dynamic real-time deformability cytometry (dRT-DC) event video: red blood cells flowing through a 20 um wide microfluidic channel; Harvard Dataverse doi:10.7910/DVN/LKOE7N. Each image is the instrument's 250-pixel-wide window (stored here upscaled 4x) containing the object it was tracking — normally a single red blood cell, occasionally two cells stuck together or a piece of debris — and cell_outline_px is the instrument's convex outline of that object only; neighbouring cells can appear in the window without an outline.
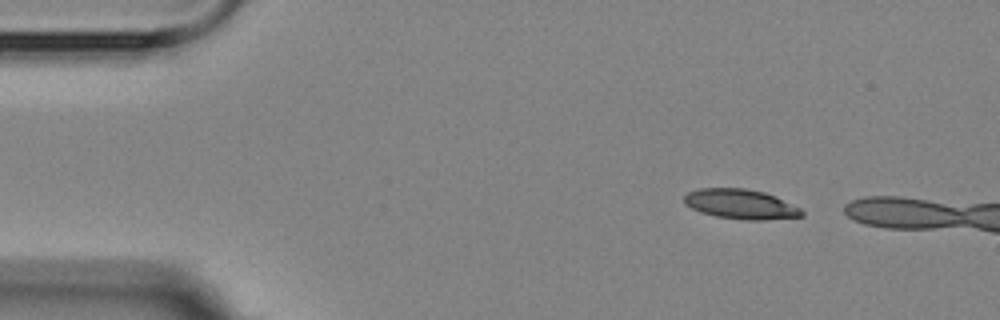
{"species": "Egyptian fruit bat (a non-hibernating species)", "species_latin": "Rousettus aegyptiacus", "temperature_condition": "room temperature", "stored_images_in_passage": 5, "camera_frame_rate_fps": 3000, "um_per_image_px": 0.085, "animal": {"sex": "female"}, "frame": {"image": 1, "passage_image": 1, "time_ms": 0.0, "image_size_px": [1000, 320], "cell_outline_px": [[804, 216], [764, 220], [744, 220], [716, 216], [700, 212], [684, 204], [684, 196], [688, 192], [700, 188], [744, 188], [764, 192], [776, 196], [800, 208], [804, 212]], "centroid_in_image_um": [62.96, 17.35], "position_along_channel_um": 22.0, "area_um2": 20.46}}
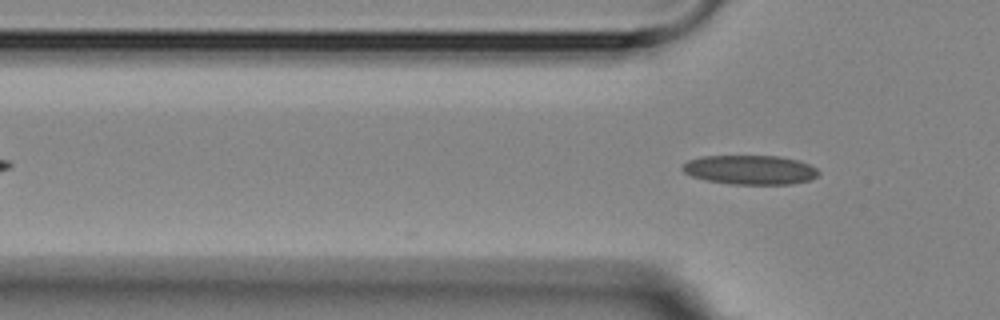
{"frame": {"image": 2, "passage_image": 3, "time_ms": 5.0, "image_size_px": [1000, 320], "cell_outline_px": [[820, 172], [816, 176], [808, 180], [792, 184], [732, 184], [708, 180], [692, 176], [684, 172], [680, 168], [688, 160], [700, 156], [780, 156], [796, 160], [808, 164], [816, 168]], "centroid_in_image_um": [63.74, 14.43], "position_along_channel_um": 62.1, "area_um2": 23.06}}